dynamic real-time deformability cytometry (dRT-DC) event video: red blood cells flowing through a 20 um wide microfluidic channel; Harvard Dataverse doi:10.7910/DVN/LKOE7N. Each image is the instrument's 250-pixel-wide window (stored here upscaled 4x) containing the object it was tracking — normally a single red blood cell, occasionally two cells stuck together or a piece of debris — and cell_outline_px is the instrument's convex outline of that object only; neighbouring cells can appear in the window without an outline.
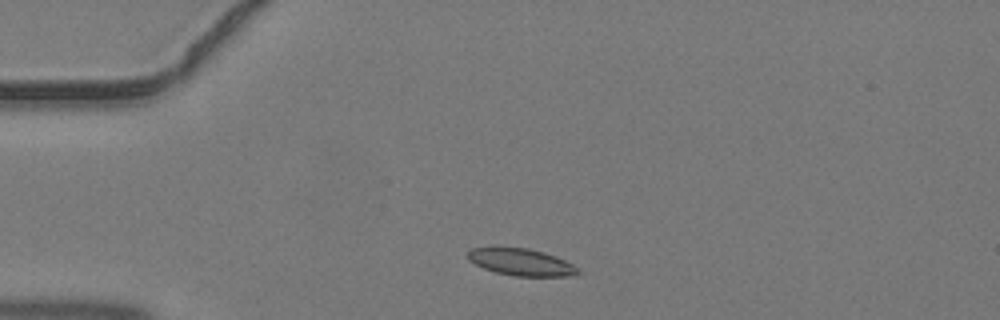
{"species": "common noctule bat (a hibernating species)", "species_latin": "Nyctalus noctula", "temperature_condition": "warm", "stored_images_in_passage": 35, "camera_frame_rate_fps": 3000, "um_per_image_px": 0.085, "animal": {"sex": "male", "body_mass_g": 19.2, "forearm_length_mm": 51.8}, "frame": {"image": 1, "passage_image": 1, "time_ms": 0.0, "image_size_px": [1000, 320], "cell_outline_px": [[580, 272], [564, 276], [516, 276], [496, 272], [484, 268], [468, 260], [468, 252], [472, 248], [492, 244], [496, 244], [528, 248], [544, 252], [556, 256], [580, 268]], "centroid_in_image_um": [44.22, 22.22], "position_along_channel_um": 40.8, "area_um2": 17.86}}
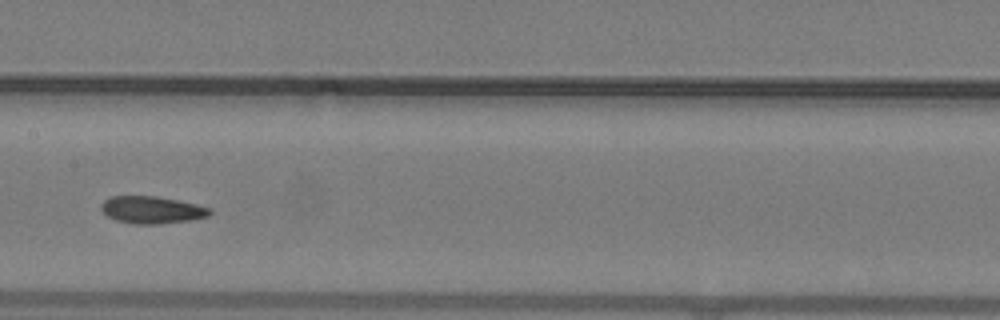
{"frame": {"image": 2, "passage_image": 13, "time_ms": 4.0, "image_size_px": [1000, 320], "cell_outline_px": [[212, 212], [208, 216], [192, 220], [156, 224], [132, 224], [116, 220], [108, 216], [100, 208], [100, 204], [104, 200], [112, 196], [156, 196], [196, 204], [212, 208]], "centroid_in_image_um": [12.91, 17.84], "position_along_channel_um": 194.5, "area_um2": 17.28}}
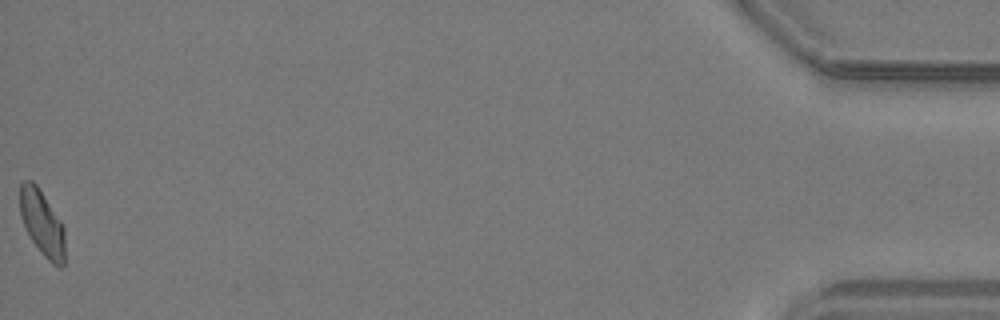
{"frame": {"image": 3, "passage_image": 35, "time_ms": 11.333, "image_size_px": [1000, 320], "cell_outline_px": [[64, 264], [60, 268], [52, 264], [40, 252], [32, 240], [20, 216], [20, 184], [24, 180], [32, 180], [36, 184], [64, 224]], "centroid_in_image_um": [3.59, 18.96], "position_along_channel_um": 431.6, "area_um2": 17.22}}